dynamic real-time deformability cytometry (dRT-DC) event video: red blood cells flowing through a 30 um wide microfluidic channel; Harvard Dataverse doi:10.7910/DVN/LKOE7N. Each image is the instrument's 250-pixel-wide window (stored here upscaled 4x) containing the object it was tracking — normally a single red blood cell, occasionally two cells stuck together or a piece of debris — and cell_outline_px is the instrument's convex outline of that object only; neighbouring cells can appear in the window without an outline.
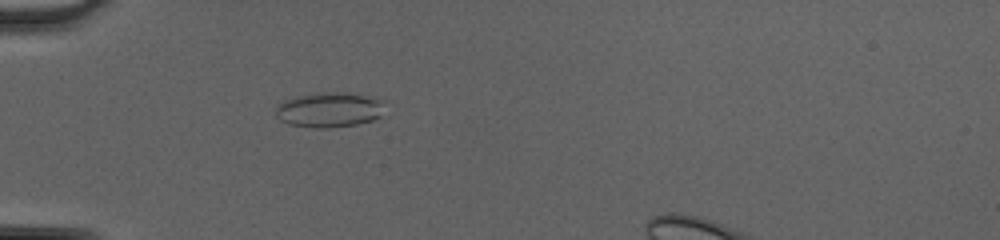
{"species": "common noctule bat (a hibernating species)", "species_latin": "Nyctalus noctula", "temperature_condition": "cold", "stored_images_in_passage": 50, "camera_frame_rate_fps": 3000, "um_per_image_px": 0.085, "animal": {"sex": "female", "body_mass_g": 20.0, "forearm_length_mm": 54.0}, "frame": {"image": 1, "passage_image": 18, "time_ms": 5.667, "image_size_px": [1000, 240], "cell_outline_px": [[388, 100], [380, 116], [372, 120], [356, 124], [328, 128], [316, 128], [288, 124], [280, 120], [276, 116], [276, 104], [284, 100], [296, 96], [316, 92], [348, 92], [376, 96]], "centroid_in_image_um": [28.04, 9.3], "position_along_channel_um": 57.0, "area_um2": 22.95}}
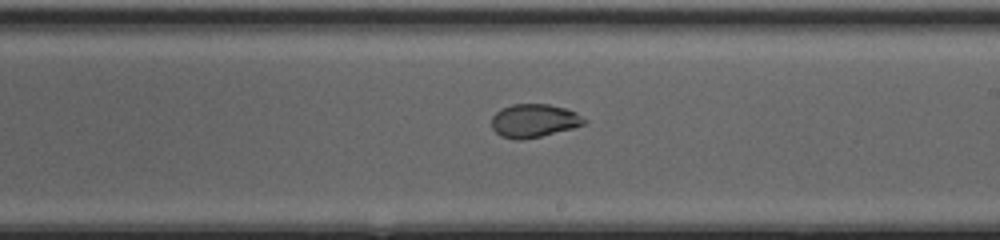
{"frame": {"image": 2, "passage_image": 32, "time_ms": 10.333, "image_size_px": [1000, 240], "cell_outline_px": [[588, 120], [584, 124], [572, 128], [540, 136], [520, 140], [516, 140], [500, 136], [492, 128], [492, 116], [500, 108], [512, 104], [548, 104], [564, 108], [576, 112]], "centroid_in_image_um": [45.37, 10.25], "position_along_channel_um": 243.6, "area_um2": 17.98}}
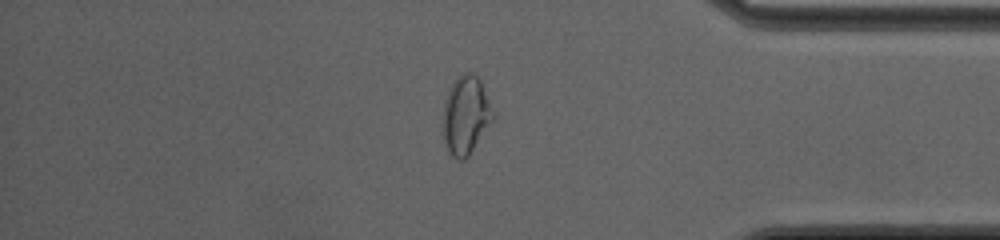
{"frame": {"image": 3, "passage_image": 44, "time_ms": 14.333, "image_size_px": [1000, 240], "cell_outline_px": [[492, 120], [468, 156], [464, 160], [456, 160], [448, 152], [444, 144], [444, 100], [452, 84], [464, 72], [472, 72], [480, 80], [492, 108]], "centroid_in_image_um": [39.57, 9.81], "position_along_channel_um": 395.6, "area_um2": 22.25}}